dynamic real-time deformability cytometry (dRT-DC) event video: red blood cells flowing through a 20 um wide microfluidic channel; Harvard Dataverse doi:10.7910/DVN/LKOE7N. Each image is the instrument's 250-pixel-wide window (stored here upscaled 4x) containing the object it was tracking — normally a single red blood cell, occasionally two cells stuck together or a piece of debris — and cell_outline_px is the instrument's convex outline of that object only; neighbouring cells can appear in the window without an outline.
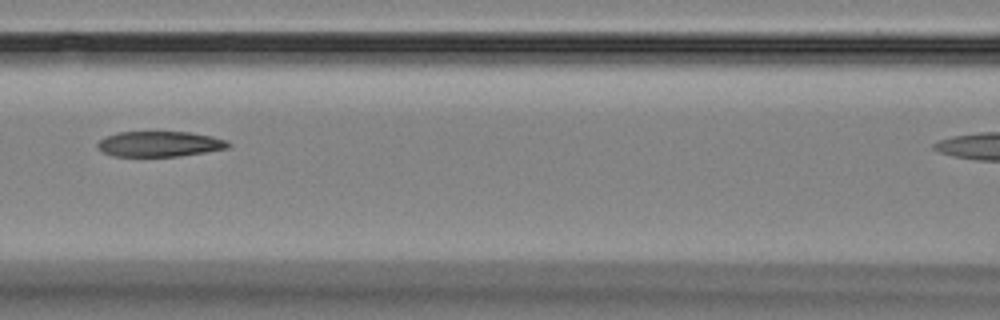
{"species": "Egyptian fruit bat (a non-hibernating species)", "species_latin": "Rousettus aegyptiacus", "temperature_condition": "room temperature", "stored_images_in_passage": 11, "camera_frame_rate_fps": 3000, "um_per_image_px": 0.085, "animal": {"sex": "female"}, "frame": {"image": 1, "passage_image": 4, "time_ms": 3.333, "image_size_px": [1000, 320], "cell_outline_px": [[232, 144], [228, 148], [204, 152], [176, 156], [112, 156], [104, 152], [96, 144], [100, 140], [116, 132], [192, 132], [212, 136], [228, 140]], "centroid_in_image_um": [13.61, 12.23], "position_along_channel_um": 153.0, "area_um2": 19.25}}
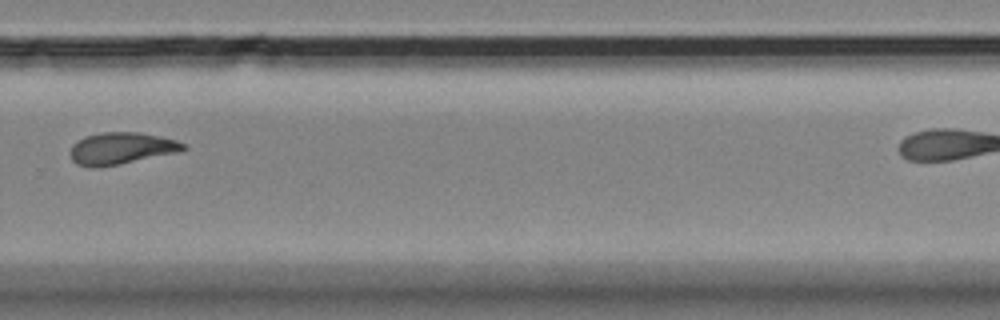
{"frame": {"image": 2, "passage_image": 8, "time_ms": 8.0, "image_size_px": [1000, 320], "cell_outline_px": [[188, 148], [180, 152], [120, 164], [96, 168], [92, 168], [76, 164], [72, 160], [68, 152], [72, 144], [76, 140], [84, 136], [100, 132], [140, 132], [160, 136], [176, 140], [184, 144]], "centroid_in_image_um": [10.27, 12.61], "position_along_channel_um": 319.5, "area_um2": 21.44}}
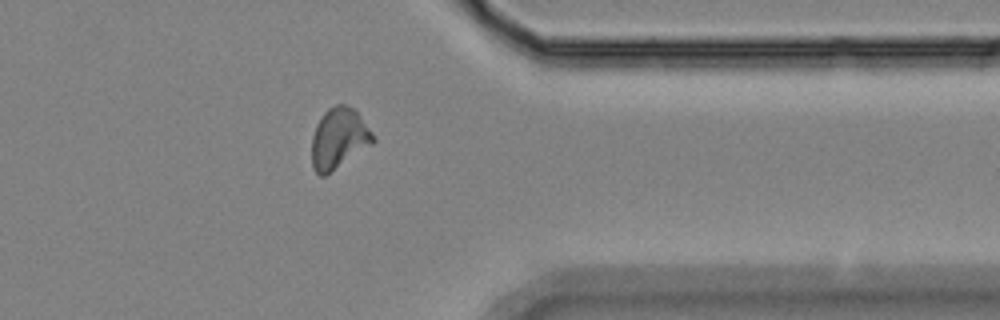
{"frame": {"image": 3, "passage_image": 10, "time_ms": 10.0, "image_size_px": [1000, 320], "cell_outline_px": [[376, 140], [372, 144], [324, 176], [320, 176], [312, 168], [312, 136], [316, 124], [324, 112], [328, 108], [336, 104], [344, 104], [352, 108], [360, 116], [372, 132]], "centroid_in_image_um": [28.78, 11.76], "position_along_channel_um": 382.6, "area_um2": 21.44}, "authors_computed_cell_mechanics": {"area_um2": 21.2704, "velocity_mm_per_s": 3.5854, "shape_relaxation_time_tau1_ms": null, "shape_relaxation_time_tau2_ms": 2.8193, "deformation_change_tau1": null, "deformation_change_tau2": 0.0854}}